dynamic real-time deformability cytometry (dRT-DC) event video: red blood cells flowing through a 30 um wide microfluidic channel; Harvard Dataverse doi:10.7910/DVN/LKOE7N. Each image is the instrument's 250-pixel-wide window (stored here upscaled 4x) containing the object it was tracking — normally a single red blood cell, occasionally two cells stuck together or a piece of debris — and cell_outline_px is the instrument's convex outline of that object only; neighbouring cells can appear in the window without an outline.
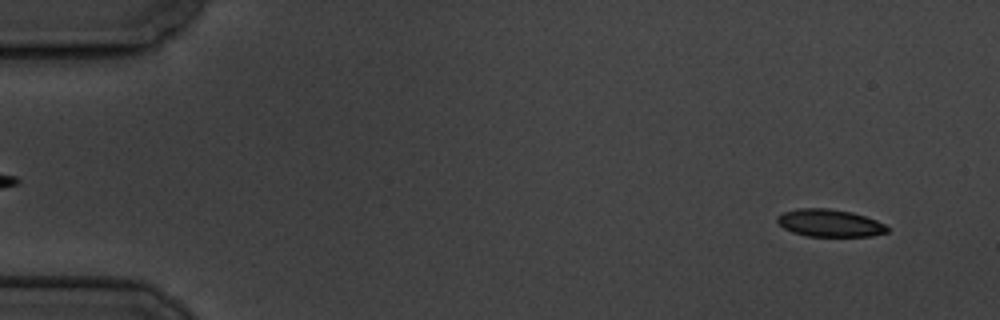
{"species": "common noctule bat (a hibernating species)", "species_latin": "Nyctalus noctula", "temperature_condition": "cold", "stored_images_in_passage": 58, "camera_frame_rate_fps": 3000, "um_per_image_px": 0.085, "animal": {"sex": "male", "body_mass_g": 19.5, "forearm_length_mm": 54.6}, "frame": {"image": 1, "passage_image": 4, "time_ms": 1.0, "image_size_px": [1000, 320], "cell_outline_px": [[888, 232], [872, 236], [808, 236], [792, 232], [784, 228], [776, 220], [776, 216], [784, 212], [800, 208], [828, 208], [852, 212], [876, 220], [884, 224], [888, 228]], "centroid_in_image_um": [70.51, 18.96], "position_along_channel_um": 14.5, "area_um2": 17.51}}
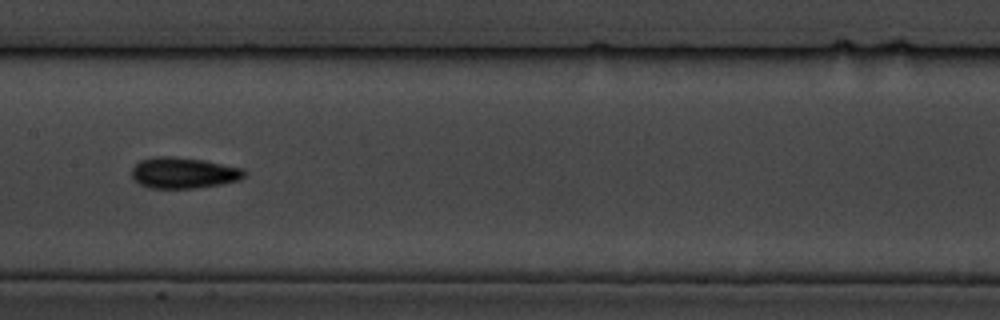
{"frame": {"image": 2, "passage_image": 29, "time_ms": 9.333, "image_size_px": [1000, 320], "cell_outline_px": [[248, 172], [240, 180], [220, 184], [196, 188], [152, 188], [140, 184], [132, 176], [132, 168], [140, 160], [152, 156], [176, 156], [204, 160], [244, 168]], "centroid_in_image_um": [15.63, 14.68], "position_along_channel_um": 191.8, "area_um2": 20.52}}
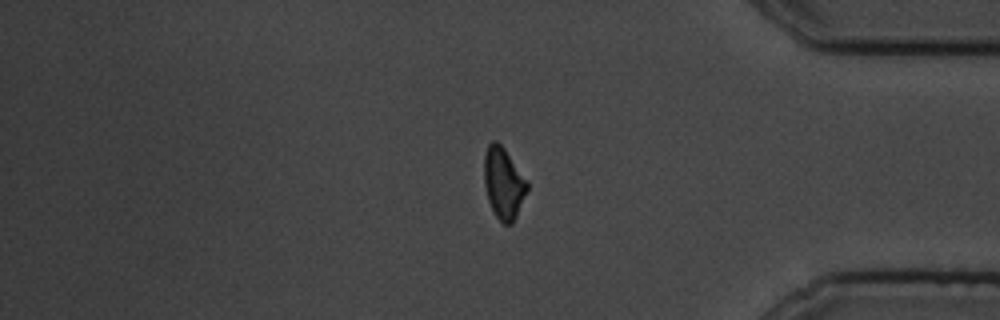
{"frame": {"image": 3, "passage_image": 48, "time_ms": 15.667, "image_size_px": [1000, 320], "cell_outline_px": [[528, 188], [516, 216], [512, 224], [504, 224], [496, 216], [488, 200], [484, 184], [484, 156], [488, 144], [492, 140], [496, 140], [504, 148], [528, 180]], "centroid_in_image_um": [42.8, 15.54], "position_along_channel_um": 392.4, "area_um2": 17.86}, "authors_computed_cell_mechanics": {"area_um2": 18.5538, "velocity_mm_per_s": 3.5063, "shape_relaxation_time_tau1_ms": 3.6158, "shape_relaxation_time_tau2_ms": 4.487, "deformation_change_tau1": 0.1383, "deformation_change_tau2": 0.0827}}